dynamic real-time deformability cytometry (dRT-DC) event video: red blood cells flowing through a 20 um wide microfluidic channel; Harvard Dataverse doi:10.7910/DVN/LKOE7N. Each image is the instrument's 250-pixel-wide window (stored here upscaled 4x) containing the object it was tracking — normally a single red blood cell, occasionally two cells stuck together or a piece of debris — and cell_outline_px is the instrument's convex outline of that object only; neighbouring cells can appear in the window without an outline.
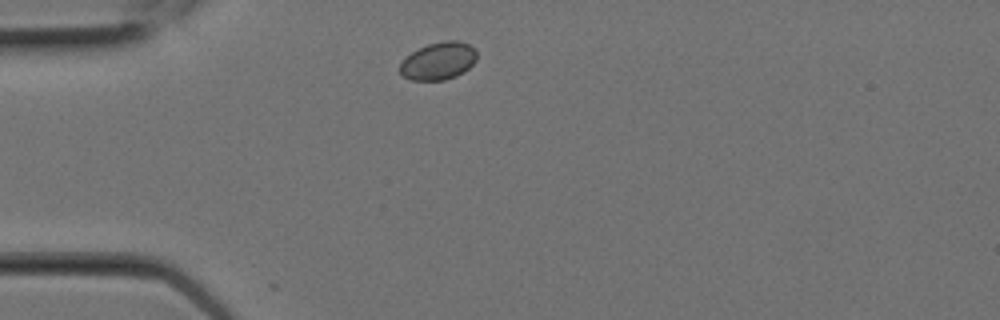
{"species": "Egyptian fruit bat (a non-hibernating species)", "species_latin": "Rousettus aegyptiacus", "temperature_condition": "room temperature", "stored_images_in_passage": 3, "camera_frame_rate_fps": 3000, "um_per_image_px": 0.085, "animal": {"sex": "female"}, "frame": {"image": 1, "passage_image": 1, "time_ms": 0.0, "image_size_px": [1000, 320], "cell_outline_px": [[476, 60], [464, 72], [456, 76], [444, 80], [412, 80], [404, 76], [400, 72], [400, 64], [412, 52], [428, 44], [444, 40], [460, 40], [476, 48]], "centroid_in_image_um": [37.3, 5.17], "position_along_channel_um": 47.7, "area_um2": 16.76}}
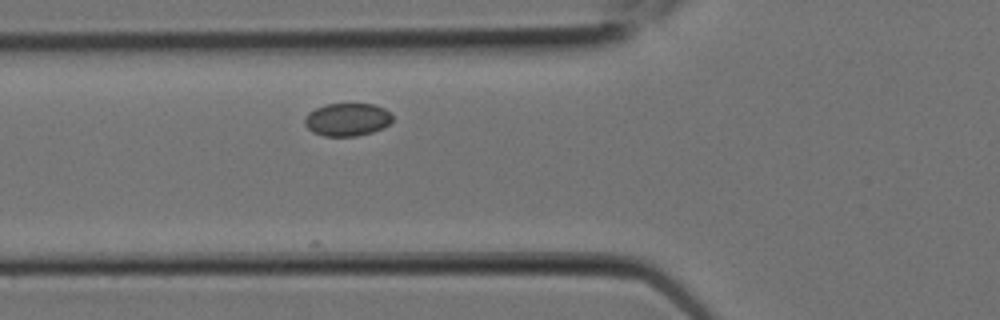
{"frame": {"image": 2, "passage_image": 3, "time_ms": 0.667, "image_size_px": [1000, 320], "cell_outline_px": [[392, 120], [384, 128], [372, 132], [356, 136], [324, 136], [312, 132], [304, 124], [304, 120], [308, 112], [324, 104], [372, 104], [384, 108], [392, 112]], "centroid_in_image_um": [29.52, 10.16], "position_along_channel_um": 96.3, "area_um2": 16.94}}